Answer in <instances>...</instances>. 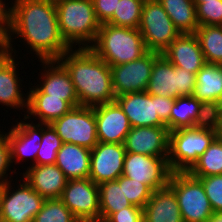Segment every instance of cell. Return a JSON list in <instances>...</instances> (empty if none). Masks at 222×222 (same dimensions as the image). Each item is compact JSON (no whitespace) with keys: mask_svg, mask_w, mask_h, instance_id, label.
<instances>
[{"mask_svg":"<svg viewBox=\"0 0 222 222\" xmlns=\"http://www.w3.org/2000/svg\"><path fill=\"white\" fill-rule=\"evenodd\" d=\"M4 21L5 46L12 54V33L24 39L38 59L58 60L71 48L61 37L54 0H14Z\"/></svg>","mask_w":222,"mask_h":222,"instance_id":"cell-1","label":"cell"},{"mask_svg":"<svg viewBox=\"0 0 222 222\" xmlns=\"http://www.w3.org/2000/svg\"><path fill=\"white\" fill-rule=\"evenodd\" d=\"M58 61L70 74L80 106L115 101L111 68L90 48L70 49Z\"/></svg>","mask_w":222,"mask_h":222,"instance_id":"cell-2","label":"cell"},{"mask_svg":"<svg viewBox=\"0 0 222 222\" xmlns=\"http://www.w3.org/2000/svg\"><path fill=\"white\" fill-rule=\"evenodd\" d=\"M61 37L71 48H90L95 43L101 23L92 0H54ZM92 43V44H91ZM82 45V46H80ZM74 46V47H73Z\"/></svg>","mask_w":222,"mask_h":222,"instance_id":"cell-3","label":"cell"},{"mask_svg":"<svg viewBox=\"0 0 222 222\" xmlns=\"http://www.w3.org/2000/svg\"><path fill=\"white\" fill-rule=\"evenodd\" d=\"M90 49L109 66L129 63L148 50L138 29L102 23Z\"/></svg>","mask_w":222,"mask_h":222,"instance_id":"cell-4","label":"cell"},{"mask_svg":"<svg viewBox=\"0 0 222 222\" xmlns=\"http://www.w3.org/2000/svg\"><path fill=\"white\" fill-rule=\"evenodd\" d=\"M217 137L211 130L179 128L169 133L168 164L172 172H187Z\"/></svg>","mask_w":222,"mask_h":222,"instance_id":"cell-5","label":"cell"},{"mask_svg":"<svg viewBox=\"0 0 222 222\" xmlns=\"http://www.w3.org/2000/svg\"><path fill=\"white\" fill-rule=\"evenodd\" d=\"M168 186L177 197L183 222H207L214 211L198 178L188 172H172Z\"/></svg>","mask_w":222,"mask_h":222,"instance_id":"cell-6","label":"cell"},{"mask_svg":"<svg viewBox=\"0 0 222 222\" xmlns=\"http://www.w3.org/2000/svg\"><path fill=\"white\" fill-rule=\"evenodd\" d=\"M196 74L174 66L162 54L154 61L146 91L150 95L172 97L193 96Z\"/></svg>","mask_w":222,"mask_h":222,"instance_id":"cell-7","label":"cell"},{"mask_svg":"<svg viewBox=\"0 0 222 222\" xmlns=\"http://www.w3.org/2000/svg\"><path fill=\"white\" fill-rule=\"evenodd\" d=\"M22 179L23 182L16 190L13 189L11 180L0 184V215L4 222H32L45 201Z\"/></svg>","mask_w":222,"mask_h":222,"instance_id":"cell-8","label":"cell"},{"mask_svg":"<svg viewBox=\"0 0 222 222\" xmlns=\"http://www.w3.org/2000/svg\"><path fill=\"white\" fill-rule=\"evenodd\" d=\"M138 30L148 51L162 53L181 33L158 0H145Z\"/></svg>","mask_w":222,"mask_h":222,"instance_id":"cell-9","label":"cell"},{"mask_svg":"<svg viewBox=\"0 0 222 222\" xmlns=\"http://www.w3.org/2000/svg\"><path fill=\"white\" fill-rule=\"evenodd\" d=\"M63 143L92 149L97 143L94 106H78L50 124Z\"/></svg>","mask_w":222,"mask_h":222,"instance_id":"cell-10","label":"cell"},{"mask_svg":"<svg viewBox=\"0 0 222 222\" xmlns=\"http://www.w3.org/2000/svg\"><path fill=\"white\" fill-rule=\"evenodd\" d=\"M171 174L168 157L126 152L122 175L146 184L152 191L167 187Z\"/></svg>","mask_w":222,"mask_h":222,"instance_id":"cell-11","label":"cell"},{"mask_svg":"<svg viewBox=\"0 0 222 222\" xmlns=\"http://www.w3.org/2000/svg\"><path fill=\"white\" fill-rule=\"evenodd\" d=\"M80 221H100L99 187L90 178L68 180L61 197Z\"/></svg>","mask_w":222,"mask_h":222,"instance_id":"cell-12","label":"cell"},{"mask_svg":"<svg viewBox=\"0 0 222 222\" xmlns=\"http://www.w3.org/2000/svg\"><path fill=\"white\" fill-rule=\"evenodd\" d=\"M160 55L158 52L148 51L137 60L110 66L115 96L146 91L154 61Z\"/></svg>","mask_w":222,"mask_h":222,"instance_id":"cell-13","label":"cell"},{"mask_svg":"<svg viewBox=\"0 0 222 222\" xmlns=\"http://www.w3.org/2000/svg\"><path fill=\"white\" fill-rule=\"evenodd\" d=\"M124 144L98 142L90 155L89 178L97 185L117 180L124 169Z\"/></svg>","mask_w":222,"mask_h":222,"instance_id":"cell-14","label":"cell"},{"mask_svg":"<svg viewBox=\"0 0 222 222\" xmlns=\"http://www.w3.org/2000/svg\"><path fill=\"white\" fill-rule=\"evenodd\" d=\"M98 142L124 144L132 128L116 101L94 106Z\"/></svg>","mask_w":222,"mask_h":222,"instance_id":"cell-15","label":"cell"},{"mask_svg":"<svg viewBox=\"0 0 222 222\" xmlns=\"http://www.w3.org/2000/svg\"><path fill=\"white\" fill-rule=\"evenodd\" d=\"M132 127L166 126L158 116L157 96L147 91L127 93L115 97Z\"/></svg>","mask_w":222,"mask_h":222,"instance_id":"cell-16","label":"cell"},{"mask_svg":"<svg viewBox=\"0 0 222 222\" xmlns=\"http://www.w3.org/2000/svg\"><path fill=\"white\" fill-rule=\"evenodd\" d=\"M169 133L166 126L132 127L124 141L125 150L148 156L168 157Z\"/></svg>","mask_w":222,"mask_h":222,"instance_id":"cell-17","label":"cell"},{"mask_svg":"<svg viewBox=\"0 0 222 222\" xmlns=\"http://www.w3.org/2000/svg\"><path fill=\"white\" fill-rule=\"evenodd\" d=\"M45 68L36 87L49 97L61 98L73 108L80 106L69 72L58 60H41Z\"/></svg>","mask_w":222,"mask_h":222,"instance_id":"cell-18","label":"cell"},{"mask_svg":"<svg viewBox=\"0 0 222 222\" xmlns=\"http://www.w3.org/2000/svg\"><path fill=\"white\" fill-rule=\"evenodd\" d=\"M161 54L174 66L194 74L206 64L194 33L180 34Z\"/></svg>","mask_w":222,"mask_h":222,"instance_id":"cell-19","label":"cell"},{"mask_svg":"<svg viewBox=\"0 0 222 222\" xmlns=\"http://www.w3.org/2000/svg\"><path fill=\"white\" fill-rule=\"evenodd\" d=\"M6 134L10 143L12 163H20L25 157H33L32 165H36V156L42 141V124H34L33 121L17 122Z\"/></svg>","mask_w":222,"mask_h":222,"instance_id":"cell-20","label":"cell"},{"mask_svg":"<svg viewBox=\"0 0 222 222\" xmlns=\"http://www.w3.org/2000/svg\"><path fill=\"white\" fill-rule=\"evenodd\" d=\"M30 167V168H29ZM23 172L25 181L44 199H58L68 179L56 164L31 165Z\"/></svg>","mask_w":222,"mask_h":222,"instance_id":"cell-21","label":"cell"},{"mask_svg":"<svg viewBox=\"0 0 222 222\" xmlns=\"http://www.w3.org/2000/svg\"><path fill=\"white\" fill-rule=\"evenodd\" d=\"M15 55L6 52L0 58V104L3 106L18 109L28 107V96L22 94L20 82L22 79L18 77ZM21 80V81H20Z\"/></svg>","mask_w":222,"mask_h":222,"instance_id":"cell-22","label":"cell"},{"mask_svg":"<svg viewBox=\"0 0 222 222\" xmlns=\"http://www.w3.org/2000/svg\"><path fill=\"white\" fill-rule=\"evenodd\" d=\"M27 92L28 107L24 119H31V115L37 117L41 124H51L53 121L68 113L73 107L61 98L49 97L43 94L36 86L29 88Z\"/></svg>","mask_w":222,"mask_h":222,"instance_id":"cell-23","label":"cell"},{"mask_svg":"<svg viewBox=\"0 0 222 222\" xmlns=\"http://www.w3.org/2000/svg\"><path fill=\"white\" fill-rule=\"evenodd\" d=\"M143 218L148 222H183L177 197L169 186L153 191L143 208Z\"/></svg>","mask_w":222,"mask_h":222,"instance_id":"cell-24","label":"cell"},{"mask_svg":"<svg viewBox=\"0 0 222 222\" xmlns=\"http://www.w3.org/2000/svg\"><path fill=\"white\" fill-rule=\"evenodd\" d=\"M91 150L71 143H63L57 152L56 165L68 180L89 178Z\"/></svg>","mask_w":222,"mask_h":222,"instance_id":"cell-25","label":"cell"},{"mask_svg":"<svg viewBox=\"0 0 222 222\" xmlns=\"http://www.w3.org/2000/svg\"><path fill=\"white\" fill-rule=\"evenodd\" d=\"M193 96L200 102L218 101L222 94V65L206 63L196 74Z\"/></svg>","mask_w":222,"mask_h":222,"instance_id":"cell-26","label":"cell"},{"mask_svg":"<svg viewBox=\"0 0 222 222\" xmlns=\"http://www.w3.org/2000/svg\"><path fill=\"white\" fill-rule=\"evenodd\" d=\"M175 27L182 33H195L199 27L193 0H158Z\"/></svg>","mask_w":222,"mask_h":222,"instance_id":"cell-27","label":"cell"},{"mask_svg":"<svg viewBox=\"0 0 222 222\" xmlns=\"http://www.w3.org/2000/svg\"><path fill=\"white\" fill-rule=\"evenodd\" d=\"M100 200V221H105L111 214L128 207L135 206L123 193V175L117 180L103 182L98 185Z\"/></svg>","mask_w":222,"mask_h":222,"instance_id":"cell-28","label":"cell"},{"mask_svg":"<svg viewBox=\"0 0 222 222\" xmlns=\"http://www.w3.org/2000/svg\"><path fill=\"white\" fill-rule=\"evenodd\" d=\"M206 63L222 65V26L203 25L195 31Z\"/></svg>","mask_w":222,"mask_h":222,"instance_id":"cell-29","label":"cell"},{"mask_svg":"<svg viewBox=\"0 0 222 222\" xmlns=\"http://www.w3.org/2000/svg\"><path fill=\"white\" fill-rule=\"evenodd\" d=\"M200 108V101L194 96H182L175 99L166 127L169 131L193 127Z\"/></svg>","mask_w":222,"mask_h":222,"instance_id":"cell-30","label":"cell"},{"mask_svg":"<svg viewBox=\"0 0 222 222\" xmlns=\"http://www.w3.org/2000/svg\"><path fill=\"white\" fill-rule=\"evenodd\" d=\"M187 172L195 178L221 175L222 140L216 137Z\"/></svg>","mask_w":222,"mask_h":222,"instance_id":"cell-31","label":"cell"},{"mask_svg":"<svg viewBox=\"0 0 222 222\" xmlns=\"http://www.w3.org/2000/svg\"><path fill=\"white\" fill-rule=\"evenodd\" d=\"M145 0H119L113 16L106 22L117 27L138 29Z\"/></svg>","mask_w":222,"mask_h":222,"instance_id":"cell-32","label":"cell"},{"mask_svg":"<svg viewBox=\"0 0 222 222\" xmlns=\"http://www.w3.org/2000/svg\"><path fill=\"white\" fill-rule=\"evenodd\" d=\"M44 126V127H43ZM62 140L50 124H42V141L36 156V165L55 164Z\"/></svg>","mask_w":222,"mask_h":222,"instance_id":"cell-33","label":"cell"},{"mask_svg":"<svg viewBox=\"0 0 222 222\" xmlns=\"http://www.w3.org/2000/svg\"><path fill=\"white\" fill-rule=\"evenodd\" d=\"M32 222H80L66 205L58 199H45Z\"/></svg>","mask_w":222,"mask_h":222,"instance_id":"cell-34","label":"cell"},{"mask_svg":"<svg viewBox=\"0 0 222 222\" xmlns=\"http://www.w3.org/2000/svg\"><path fill=\"white\" fill-rule=\"evenodd\" d=\"M220 115L218 101H202L193 127L216 132L220 123Z\"/></svg>","mask_w":222,"mask_h":222,"instance_id":"cell-35","label":"cell"},{"mask_svg":"<svg viewBox=\"0 0 222 222\" xmlns=\"http://www.w3.org/2000/svg\"><path fill=\"white\" fill-rule=\"evenodd\" d=\"M123 193L132 205L144 208L153 191L146 184L123 176Z\"/></svg>","mask_w":222,"mask_h":222,"instance_id":"cell-36","label":"cell"},{"mask_svg":"<svg viewBox=\"0 0 222 222\" xmlns=\"http://www.w3.org/2000/svg\"><path fill=\"white\" fill-rule=\"evenodd\" d=\"M196 17L199 26H222V0L199 3L196 6Z\"/></svg>","mask_w":222,"mask_h":222,"instance_id":"cell-37","label":"cell"},{"mask_svg":"<svg viewBox=\"0 0 222 222\" xmlns=\"http://www.w3.org/2000/svg\"><path fill=\"white\" fill-rule=\"evenodd\" d=\"M214 212L222 211V174L198 178Z\"/></svg>","mask_w":222,"mask_h":222,"instance_id":"cell-38","label":"cell"},{"mask_svg":"<svg viewBox=\"0 0 222 222\" xmlns=\"http://www.w3.org/2000/svg\"><path fill=\"white\" fill-rule=\"evenodd\" d=\"M0 184L8 181V173L10 171L12 165L11 161V151H10V143L7 137V134L0 131Z\"/></svg>","mask_w":222,"mask_h":222,"instance_id":"cell-39","label":"cell"},{"mask_svg":"<svg viewBox=\"0 0 222 222\" xmlns=\"http://www.w3.org/2000/svg\"><path fill=\"white\" fill-rule=\"evenodd\" d=\"M142 219L143 208L128 206L111 214L104 222H141Z\"/></svg>","mask_w":222,"mask_h":222,"instance_id":"cell-40","label":"cell"},{"mask_svg":"<svg viewBox=\"0 0 222 222\" xmlns=\"http://www.w3.org/2000/svg\"><path fill=\"white\" fill-rule=\"evenodd\" d=\"M97 20L106 23L114 14L119 0H92Z\"/></svg>","mask_w":222,"mask_h":222,"instance_id":"cell-41","label":"cell"},{"mask_svg":"<svg viewBox=\"0 0 222 222\" xmlns=\"http://www.w3.org/2000/svg\"><path fill=\"white\" fill-rule=\"evenodd\" d=\"M175 99L172 97L157 96L158 116L166 125L169 122V116Z\"/></svg>","mask_w":222,"mask_h":222,"instance_id":"cell-42","label":"cell"},{"mask_svg":"<svg viewBox=\"0 0 222 222\" xmlns=\"http://www.w3.org/2000/svg\"><path fill=\"white\" fill-rule=\"evenodd\" d=\"M0 50H7L5 46L4 20L0 17Z\"/></svg>","mask_w":222,"mask_h":222,"instance_id":"cell-43","label":"cell"},{"mask_svg":"<svg viewBox=\"0 0 222 222\" xmlns=\"http://www.w3.org/2000/svg\"><path fill=\"white\" fill-rule=\"evenodd\" d=\"M207 222H222V211L213 212Z\"/></svg>","mask_w":222,"mask_h":222,"instance_id":"cell-44","label":"cell"},{"mask_svg":"<svg viewBox=\"0 0 222 222\" xmlns=\"http://www.w3.org/2000/svg\"><path fill=\"white\" fill-rule=\"evenodd\" d=\"M7 8L5 2L0 0V17L5 21L7 16Z\"/></svg>","mask_w":222,"mask_h":222,"instance_id":"cell-45","label":"cell"},{"mask_svg":"<svg viewBox=\"0 0 222 222\" xmlns=\"http://www.w3.org/2000/svg\"><path fill=\"white\" fill-rule=\"evenodd\" d=\"M216 135H217V138L222 140V112L220 115V123H219L218 129L216 131Z\"/></svg>","mask_w":222,"mask_h":222,"instance_id":"cell-46","label":"cell"},{"mask_svg":"<svg viewBox=\"0 0 222 222\" xmlns=\"http://www.w3.org/2000/svg\"><path fill=\"white\" fill-rule=\"evenodd\" d=\"M195 5L197 6L199 3H202V2H212V1H216V0H193Z\"/></svg>","mask_w":222,"mask_h":222,"instance_id":"cell-47","label":"cell"},{"mask_svg":"<svg viewBox=\"0 0 222 222\" xmlns=\"http://www.w3.org/2000/svg\"><path fill=\"white\" fill-rule=\"evenodd\" d=\"M218 103H219V105H220V110H221V112H222V94H221V96H220V98H219V100H218Z\"/></svg>","mask_w":222,"mask_h":222,"instance_id":"cell-48","label":"cell"},{"mask_svg":"<svg viewBox=\"0 0 222 222\" xmlns=\"http://www.w3.org/2000/svg\"><path fill=\"white\" fill-rule=\"evenodd\" d=\"M7 52V50H0V58Z\"/></svg>","mask_w":222,"mask_h":222,"instance_id":"cell-49","label":"cell"},{"mask_svg":"<svg viewBox=\"0 0 222 222\" xmlns=\"http://www.w3.org/2000/svg\"><path fill=\"white\" fill-rule=\"evenodd\" d=\"M82 222H103V221H82Z\"/></svg>","mask_w":222,"mask_h":222,"instance_id":"cell-50","label":"cell"},{"mask_svg":"<svg viewBox=\"0 0 222 222\" xmlns=\"http://www.w3.org/2000/svg\"><path fill=\"white\" fill-rule=\"evenodd\" d=\"M0 222H4V220L2 219L1 215H0Z\"/></svg>","mask_w":222,"mask_h":222,"instance_id":"cell-51","label":"cell"},{"mask_svg":"<svg viewBox=\"0 0 222 222\" xmlns=\"http://www.w3.org/2000/svg\"><path fill=\"white\" fill-rule=\"evenodd\" d=\"M141 222H148L147 220H145L144 218L141 220Z\"/></svg>","mask_w":222,"mask_h":222,"instance_id":"cell-52","label":"cell"}]
</instances>
